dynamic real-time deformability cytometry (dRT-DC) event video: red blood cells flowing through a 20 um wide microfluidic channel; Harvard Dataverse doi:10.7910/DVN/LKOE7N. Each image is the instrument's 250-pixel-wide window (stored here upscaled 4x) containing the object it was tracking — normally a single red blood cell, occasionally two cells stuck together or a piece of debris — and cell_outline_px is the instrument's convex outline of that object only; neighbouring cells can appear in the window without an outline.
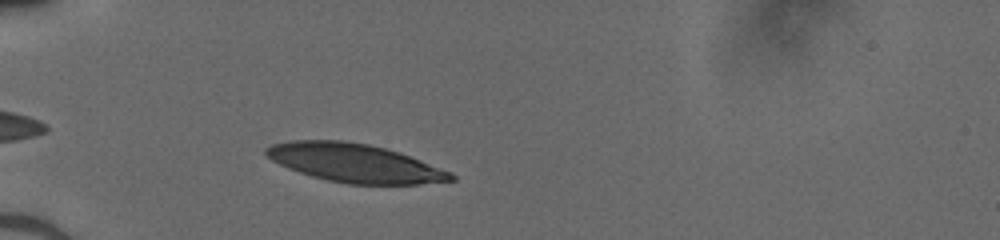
{"species": "human", "species_latin": "Homo sapiens", "temperature_condition": "cold", "stored_images_in_passage": 34, "camera_frame_rate_fps": 3000, "um_per_image_px": 0.085, "donor": {"sex": "male"}, "frame": {"image": 1, "passage_image": 3, "time_ms": 0.667, "image_size_px": [1000, 240], "cell_outline_px": [[456, 180], [420, 184], [348, 184], [328, 180], [312, 176], [288, 168], [272, 160], [264, 152], [264, 148], [272, 144], [292, 140], [344, 140], [368, 144], [400, 152], [452, 172], [456, 176]], "centroid_in_image_um": [30.17, 13.85], "position_along_channel_um": 54.8, "area_um2": 41.44}}
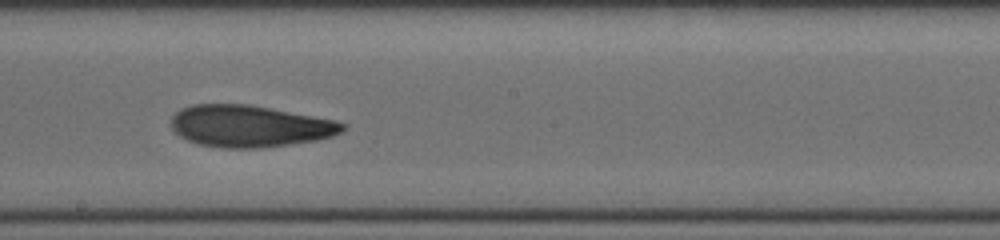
{"frame": {"image": 2, "passage_image": 17, "time_ms": 5.333, "image_size_px": [1000, 240], "cell_outline_px": [[348, 128], [332, 136], [316, 140], [260, 148], [220, 148], [200, 144], [188, 140], [180, 136], [172, 128], [172, 116], [180, 108], [192, 104], [248, 104], [336, 120], [348, 124]], "centroid_in_image_um": [21.23, 10.71], "position_along_channel_um": 227.0, "area_um2": 41.73}}
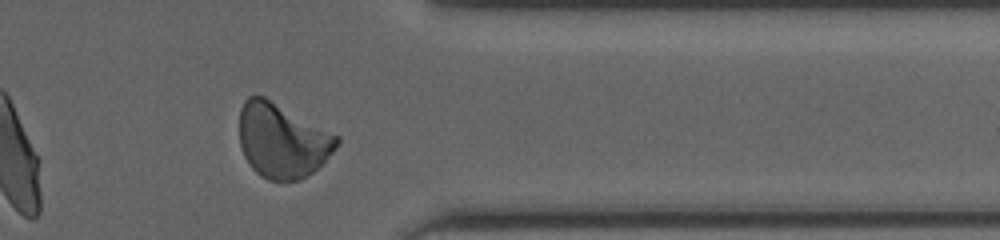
{"frame": {"image": 3, "passage_image": 29, "time_ms": 9.333, "image_size_px": [1000, 240], "cell_outline_px": [[340, 140], [336, 148], [312, 172], [300, 180], [268, 180], [260, 176], [252, 168], [244, 156], [240, 144], [240, 108], [244, 100], [248, 96], [264, 96], [340, 136]], "centroid_in_image_um": [23.97, 11.93], "position_along_channel_um": 387.4, "area_um2": 42.08}}